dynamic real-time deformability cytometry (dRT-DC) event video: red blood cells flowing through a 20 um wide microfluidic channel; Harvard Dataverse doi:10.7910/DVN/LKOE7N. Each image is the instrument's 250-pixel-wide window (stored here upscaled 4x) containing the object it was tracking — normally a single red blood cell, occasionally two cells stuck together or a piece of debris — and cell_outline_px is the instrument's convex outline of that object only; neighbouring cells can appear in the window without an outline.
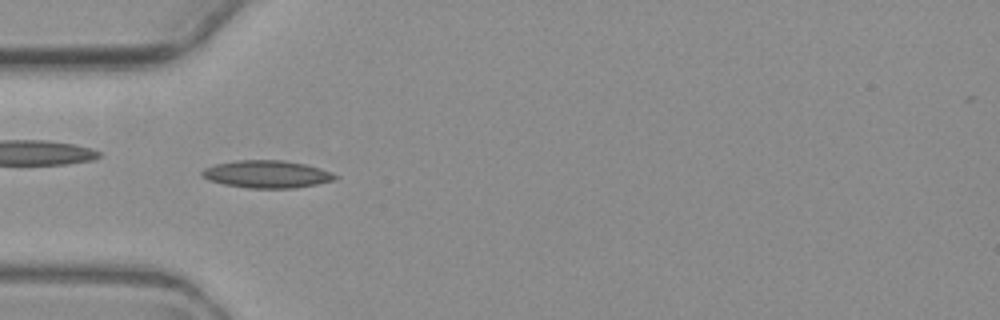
{"species": "common noctule bat (a hibernating species)", "species_latin": "Nyctalus noctula", "temperature_condition": "warm", "stored_images_in_passage": 4, "camera_frame_rate_fps": 3000, "um_per_image_px": 0.085, "animal": {"sex": "female", "body_mass_g": 19.3, "forearm_length_mm": 54.1}, "frame": {"image": 1, "passage_image": 3, "time_ms": 2.667, "image_size_px": [1000, 320], "cell_outline_px": [[340, 176], [336, 180], [296, 188], [248, 188], [224, 184], [208, 180], [200, 176], [200, 172], [204, 168], [216, 164], [236, 160], [284, 160], [304, 164], [320, 168], [332, 172]], "centroid_in_image_um": [22.69, 14.8], "position_along_channel_um": 62.3, "area_um2": 21.5}}